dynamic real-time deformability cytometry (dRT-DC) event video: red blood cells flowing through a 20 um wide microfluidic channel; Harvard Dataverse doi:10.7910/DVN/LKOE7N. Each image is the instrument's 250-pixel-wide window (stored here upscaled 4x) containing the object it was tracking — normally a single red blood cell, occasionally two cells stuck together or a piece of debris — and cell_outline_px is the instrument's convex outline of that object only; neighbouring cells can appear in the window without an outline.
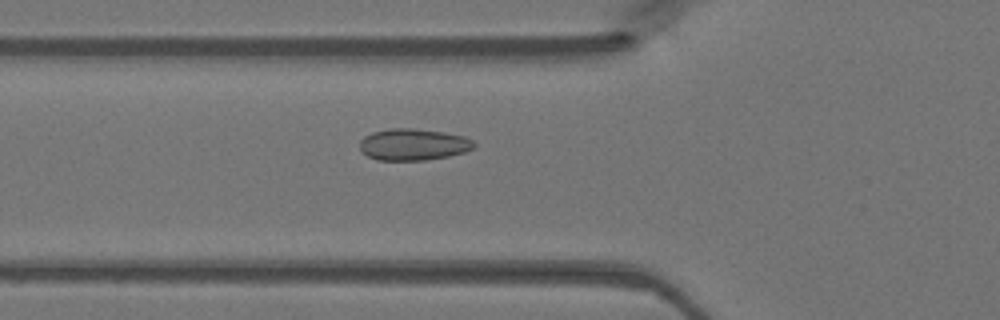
{"species": "Egyptian fruit bat (a non-hibernating species)", "species_latin": "Rousettus aegyptiacus", "temperature_condition": "warm", "stored_images_in_passage": 29, "camera_frame_rate_fps": 3000, "um_per_image_px": 0.085, "animal": {"sex": "female"}, "frame": {"image": 1, "passage_image": 3, "time_ms": 0.667, "image_size_px": [1000, 320], "cell_outline_px": [[476, 144], [472, 148], [464, 152], [448, 156], [424, 160], [376, 160], [360, 152], [360, 140], [364, 136], [372, 132], [392, 128], [412, 128], [444, 132], [464, 136], [472, 140]], "centroid_in_image_um": [35.1, 12.28], "position_along_channel_um": 90.7, "area_um2": 21.1}}
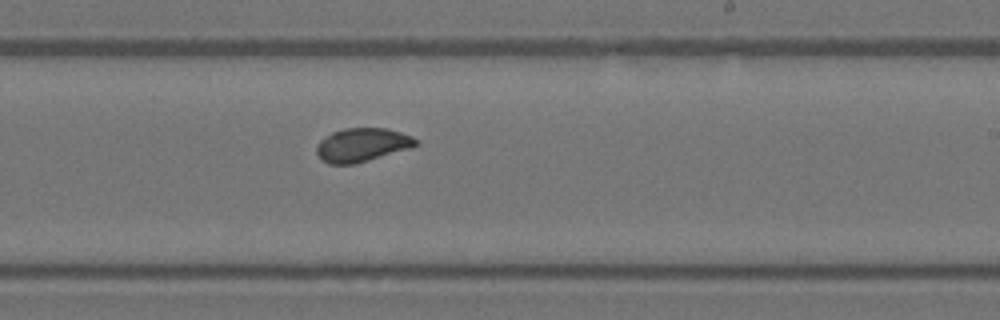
{"frame": {"image": 2, "passage_image": 15, "time_ms": 4.667, "image_size_px": [1000, 320], "cell_outline_px": [[420, 144], [412, 148], [368, 160], [352, 164], [328, 164], [320, 160], [316, 152], [316, 144], [320, 140], [332, 132], [344, 128], [388, 128], [412, 136], [420, 140]], "centroid_in_image_um": [30.79, 12.31], "position_along_channel_um": 258.2, "area_um2": 19.71}}
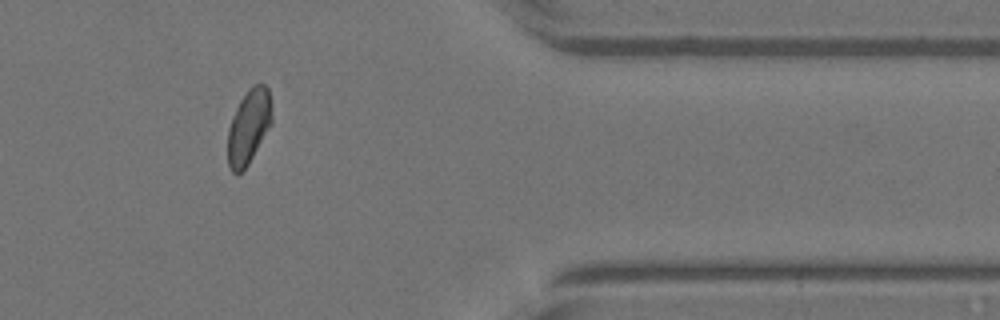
{"frame": {"image": 3, "passage_image": 26, "time_ms": 8.333, "image_size_px": [1000, 320], "cell_outline_px": [[272, 124], [248, 164], [236, 176], [232, 172], [228, 164], [228, 128], [232, 116], [240, 100], [248, 88], [256, 84], [264, 84], [268, 88], [272, 116]], "centroid_in_image_um": [21.13, 10.77], "position_along_channel_um": 390.3, "area_um2": 19.13}}